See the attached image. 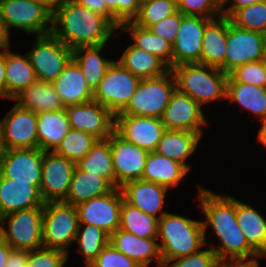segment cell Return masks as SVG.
Masks as SVG:
<instances>
[{
  "mask_svg": "<svg viewBox=\"0 0 266 267\" xmlns=\"http://www.w3.org/2000/svg\"><path fill=\"white\" fill-rule=\"evenodd\" d=\"M36 79L53 82L72 60V49L52 33L38 35L27 53Z\"/></svg>",
  "mask_w": 266,
  "mask_h": 267,
  "instance_id": "30bf717a",
  "label": "cell"
},
{
  "mask_svg": "<svg viewBox=\"0 0 266 267\" xmlns=\"http://www.w3.org/2000/svg\"><path fill=\"white\" fill-rule=\"evenodd\" d=\"M230 20L238 28L265 34L266 0L237 10Z\"/></svg>",
  "mask_w": 266,
  "mask_h": 267,
  "instance_id": "60d3db41",
  "label": "cell"
},
{
  "mask_svg": "<svg viewBox=\"0 0 266 267\" xmlns=\"http://www.w3.org/2000/svg\"><path fill=\"white\" fill-rule=\"evenodd\" d=\"M202 108L191 97L176 89L161 121L168 130L191 131L202 135V127L208 124Z\"/></svg>",
  "mask_w": 266,
  "mask_h": 267,
  "instance_id": "d6986e66",
  "label": "cell"
},
{
  "mask_svg": "<svg viewBox=\"0 0 266 267\" xmlns=\"http://www.w3.org/2000/svg\"><path fill=\"white\" fill-rule=\"evenodd\" d=\"M165 130L161 118L114 115V132L126 142L148 152L155 151Z\"/></svg>",
  "mask_w": 266,
  "mask_h": 267,
  "instance_id": "4fadbf2b",
  "label": "cell"
},
{
  "mask_svg": "<svg viewBox=\"0 0 266 267\" xmlns=\"http://www.w3.org/2000/svg\"><path fill=\"white\" fill-rule=\"evenodd\" d=\"M230 18L219 16L210 19L202 38L200 64L220 68L225 73L226 39Z\"/></svg>",
  "mask_w": 266,
  "mask_h": 267,
  "instance_id": "603a6c76",
  "label": "cell"
},
{
  "mask_svg": "<svg viewBox=\"0 0 266 267\" xmlns=\"http://www.w3.org/2000/svg\"><path fill=\"white\" fill-rule=\"evenodd\" d=\"M217 255L209 248L167 261L163 267H214Z\"/></svg>",
  "mask_w": 266,
  "mask_h": 267,
  "instance_id": "c3c4849f",
  "label": "cell"
},
{
  "mask_svg": "<svg viewBox=\"0 0 266 267\" xmlns=\"http://www.w3.org/2000/svg\"><path fill=\"white\" fill-rule=\"evenodd\" d=\"M123 195L120 187L76 206L79 224L94 225L111 235L120 227Z\"/></svg>",
  "mask_w": 266,
  "mask_h": 267,
  "instance_id": "8fae6325",
  "label": "cell"
},
{
  "mask_svg": "<svg viewBox=\"0 0 266 267\" xmlns=\"http://www.w3.org/2000/svg\"><path fill=\"white\" fill-rule=\"evenodd\" d=\"M140 3H143V2H148V1H151V0H139Z\"/></svg>",
  "mask_w": 266,
  "mask_h": 267,
  "instance_id": "be15d7a7",
  "label": "cell"
},
{
  "mask_svg": "<svg viewBox=\"0 0 266 267\" xmlns=\"http://www.w3.org/2000/svg\"><path fill=\"white\" fill-rule=\"evenodd\" d=\"M188 172L181 163L153 151L147 157L142 180L163 185L170 190L177 187Z\"/></svg>",
  "mask_w": 266,
  "mask_h": 267,
  "instance_id": "83f0119b",
  "label": "cell"
},
{
  "mask_svg": "<svg viewBox=\"0 0 266 267\" xmlns=\"http://www.w3.org/2000/svg\"><path fill=\"white\" fill-rule=\"evenodd\" d=\"M28 251L12 250L5 267H27Z\"/></svg>",
  "mask_w": 266,
  "mask_h": 267,
  "instance_id": "db71d44e",
  "label": "cell"
},
{
  "mask_svg": "<svg viewBox=\"0 0 266 267\" xmlns=\"http://www.w3.org/2000/svg\"><path fill=\"white\" fill-rule=\"evenodd\" d=\"M209 20L202 16L182 17L172 44V68L185 63H200L203 33Z\"/></svg>",
  "mask_w": 266,
  "mask_h": 267,
  "instance_id": "ffe728a7",
  "label": "cell"
},
{
  "mask_svg": "<svg viewBox=\"0 0 266 267\" xmlns=\"http://www.w3.org/2000/svg\"><path fill=\"white\" fill-rule=\"evenodd\" d=\"M12 250L10 245L0 237V267H5Z\"/></svg>",
  "mask_w": 266,
  "mask_h": 267,
  "instance_id": "9f6ffc18",
  "label": "cell"
},
{
  "mask_svg": "<svg viewBox=\"0 0 266 267\" xmlns=\"http://www.w3.org/2000/svg\"><path fill=\"white\" fill-rule=\"evenodd\" d=\"M88 267H141L108 243Z\"/></svg>",
  "mask_w": 266,
  "mask_h": 267,
  "instance_id": "7dc6e473",
  "label": "cell"
},
{
  "mask_svg": "<svg viewBox=\"0 0 266 267\" xmlns=\"http://www.w3.org/2000/svg\"><path fill=\"white\" fill-rule=\"evenodd\" d=\"M177 89L200 106L226 99L228 74L220 68L200 63L180 64L171 69Z\"/></svg>",
  "mask_w": 266,
  "mask_h": 267,
  "instance_id": "277c9868",
  "label": "cell"
},
{
  "mask_svg": "<svg viewBox=\"0 0 266 267\" xmlns=\"http://www.w3.org/2000/svg\"><path fill=\"white\" fill-rule=\"evenodd\" d=\"M177 11L176 0H151L141 3L139 13L133 22L140 27L149 28Z\"/></svg>",
  "mask_w": 266,
  "mask_h": 267,
  "instance_id": "b9f144b4",
  "label": "cell"
},
{
  "mask_svg": "<svg viewBox=\"0 0 266 267\" xmlns=\"http://www.w3.org/2000/svg\"><path fill=\"white\" fill-rule=\"evenodd\" d=\"M236 220L249 246L260 256L266 252V219L257 209L236 199Z\"/></svg>",
  "mask_w": 266,
  "mask_h": 267,
  "instance_id": "d6a6232c",
  "label": "cell"
},
{
  "mask_svg": "<svg viewBox=\"0 0 266 267\" xmlns=\"http://www.w3.org/2000/svg\"><path fill=\"white\" fill-rule=\"evenodd\" d=\"M115 172V185L121 187L131 180L142 179L149 152L126 142L113 132L108 138Z\"/></svg>",
  "mask_w": 266,
  "mask_h": 267,
  "instance_id": "2e32d148",
  "label": "cell"
},
{
  "mask_svg": "<svg viewBox=\"0 0 266 267\" xmlns=\"http://www.w3.org/2000/svg\"><path fill=\"white\" fill-rule=\"evenodd\" d=\"M64 105H78L93 100V90L85 81L79 66L71 60L52 82Z\"/></svg>",
  "mask_w": 266,
  "mask_h": 267,
  "instance_id": "d4e9b609",
  "label": "cell"
},
{
  "mask_svg": "<svg viewBox=\"0 0 266 267\" xmlns=\"http://www.w3.org/2000/svg\"><path fill=\"white\" fill-rule=\"evenodd\" d=\"M6 149L38 148L37 114L17 103L0 120Z\"/></svg>",
  "mask_w": 266,
  "mask_h": 267,
  "instance_id": "5bb4252c",
  "label": "cell"
},
{
  "mask_svg": "<svg viewBox=\"0 0 266 267\" xmlns=\"http://www.w3.org/2000/svg\"><path fill=\"white\" fill-rule=\"evenodd\" d=\"M199 207L205 216L202 221L205 244L208 227L213 229L220 243L219 247L210 244V248L222 259H250L260 257L248 244L236 220V199L231 195H218L199 185ZM215 246V247H214Z\"/></svg>",
  "mask_w": 266,
  "mask_h": 267,
  "instance_id": "6da1fadb",
  "label": "cell"
},
{
  "mask_svg": "<svg viewBox=\"0 0 266 267\" xmlns=\"http://www.w3.org/2000/svg\"><path fill=\"white\" fill-rule=\"evenodd\" d=\"M110 235L94 225L79 224L75 241L88 267L109 243Z\"/></svg>",
  "mask_w": 266,
  "mask_h": 267,
  "instance_id": "f35d334b",
  "label": "cell"
},
{
  "mask_svg": "<svg viewBox=\"0 0 266 267\" xmlns=\"http://www.w3.org/2000/svg\"><path fill=\"white\" fill-rule=\"evenodd\" d=\"M0 97L6 99L5 48L0 50Z\"/></svg>",
  "mask_w": 266,
  "mask_h": 267,
  "instance_id": "11a10c76",
  "label": "cell"
},
{
  "mask_svg": "<svg viewBox=\"0 0 266 267\" xmlns=\"http://www.w3.org/2000/svg\"><path fill=\"white\" fill-rule=\"evenodd\" d=\"M0 15L8 33L11 27L36 36L52 30V12L39 2L0 0Z\"/></svg>",
  "mask_w": 266,
  "mask_h": 267,
  "instance_id": "9c48e42d",
  "label": "cell"
},
{
  "mask_svg": "<svg viewBox=\"0 0 266 267\" xmlns=\"http://www.w3.org/2000/svg\"><path fill=\"white\" fill-rule=\"evenodd\" d=\"M65 109L72 129L89 133L98 140L107 139L114 132V114L94 100Z\"/></svg>",
  "mask_w": 266,
  "mask_h": 267,
  "instance_id": "e0dca14e",
  "label": "cell"
},
{
  "mask_svg": "<svg viewBox=\"0 0 266 267\" xmlns=\"http://www.w3.org/2000/svg\"><path fill=\"white\" fill-rule=\"evenodd\" d=\"M106 44L79 46L72 49V60L79 66L85 81L93 91L100 84L108 67L114 61L105 59L100 55Z\"/></svg>",
  "mask_w": 266,
  "mask_h": 267,
  "instance_id": "1f68e13d",
  "label": "cell"
},
{
  "mask_svg": "<svg viewBox=\"0 0 266 267\" xmlns=\"http://www.w3.org/2000/svg\"><path fill=\"white\" fill-rule=\"evenodd\" d=\"M117 29L108 18L74 0H62L52 12L51 33L71 49L107 43Z\"/></svg>",
  "mask_w": 266,
  "mask_h": 267,
  "instance_id": "7a4b0ae2",
  "label": "cell"
},
{
  "mask_svg": "<svg viewBox=\"0 0 266 267\" xmlns=\"http://www.w3.org/2000/svg\"><path fill=\"white\" fill-rule=\"evenodd\" d=\"M97 140L89 133L71 128L54 152L76 164L87 155Z\"/></svg>",
  "mask_w": 266,
  "mask_h": 267,
  "instance_id": "ab89813d",
  "label": "cell"
},
{
  "mask_svg": "<svg viewBox=\"0 0 266 267\" xmlns=\"http://www.w3.org/2000/svg\"><path fill=\"white\" fill-rule=\"evenodd\" d=\"M43 151L39 148L6 149L0 161V174L13 182L41 184Z\"/></svg>",
  "mask_w": 266,
  "mask_h": 267,
  "instance_id": "9a60e30c",
  "label": "cell"
},
{
  "mask_svg": "<svg viewBox=\"0 0 266 267\" xmlns=\"http://www.w3.org/2000/svg\"><path fill=\"white\" fill-rule=\"evenodd\" d=\"M43 206L40 192L31 182H13L0 174V217L11 212Z\"/></svg>",
  "mask_w": 266,
  "mask_h": 267,
  "instance_id": "cb8c5ba5",
  "label": "cell"
},
{
  "mask_svg": "<svg viewBox=\"0 0 266 267\" xmlns=\"http://www.w3.org/2000/svg\"><path fill=\"white\" fill-rule=\"evenodd\" d=\"M225 73L249 62L263 60L264 34L244 30L232 23L227 31Z\"/></svg>",
  "mask_w": 266,
  "mask_h": 267,
  "instance_id": "ac0fdd59",
  "label": "cell"
},
{
  "mask_svg": "<svg viewBox=\"0 0 266 267\" xmlns=\"http://www.w3.org/2000/svg\"><path fill=\"white\" fill-rule=\"evenodd\" d=\"M31 1L39 2L45 5L51 12H53V10L62 0H31Z\"/></svg>",
  "mask_w": 266,
  "mask_h": 267,
  "instance_id": "91938a15",
  "label": "cell"
},
{
  "mask_svg": "<svg viewBox=\"0 0 266 267\" xmlns=\"http://www.w3.org/2000/svg\"><path fill=\"white\" fill-rule=\"evenodd\" d=\"M79 219L76 206L63 201L44 202L42 241L43 247L64 251L75 241Z\"/></svg>",
  "mask_w": 266,
  "mask_h": 267,
  "instance_id": "8992f818",
  "label": "cell"
},
{
  "mask_svg": "<svg viewBox=\"0 0 266 267\" xmlns=\"http://www.w3.org/2000/svg\"><path fill=\"white\" fill-rule=\"evenodd\" d=\"M227 82H239L266 88V62L259 60L236 67Z\"/></svg>",
  "mask_w": 266,
  "mask_h": 267,
  "instance_id": "7bdbcfd3",
  "label": "cell"
},
{
  "mask_svg": "<svg viewBox=\"0 0 266 267\" xmlns=\"http://www.w3.org/2000/svg\"><path fill=\"white\" fill-rule=\"evenodd\" d=\"M157 240H161L163 265L169 260L197 253L206 245L202 221L169 212L158 219Z\"/></svg>",
  "mask_w": 266,
  "mask_h": 267,
  "instance_id": "3957f363",
  "label": "cell"
},
{
  "mask_svg": "<svg viewBox=\"0 0 266 267\" xmlns=\"http://www.w3.org/2000/svg\"><path fill=\"white\" fill-rule=\"evenodd\" d=\"M5 151H6V148L4 146V142H3V138H2V132H1V128H0V161H1Z\"/></svg>",
  "mask_w": 266,
  "mask_h": 267,
  "instance_id": "94428289",
  "label": "cell"
},
{
  "mask_svg": "<svg viewBox=\"0 0 266 267\" xmlns=\"http://www.w3.org/2000/svg\"><path fill=\"white\" fill-rule=\"evenodd\" d=\"M263 60L266 62V33L264 34V42H263Z\"/></svg>",
  "mask_w": 266,
  "mask_h": 267,
  "instance_id": "6125c7cd",
  "label": "cell"
},
{
  "mask_svg": "<svg viewBox=\"0 0 266 267\" xmlns=\"http://www.w3.org/2000/svg\"><path fill=\"white\" fill-rule=\"evenodd\" d=\"M118 62L140 79L162 76L170 68L157 56L142 49L129 45Z\"/></svg>",
  "mask_w": 266,
  "mask_h": 267,
  "instance_id": "836d02e7",
  "label": "cell"
},
{
  "mask_svg": "<svg viewBox=\"0 0 266 267\" xmlns=\"http://www.w3.org/2000/svg\"><path fill=\"white\" fill-rule=\"evenodd\" d=\"M140 81L139 77L124 68L118 61H113L100 84L93 91V100L116 115L127 106Z\"/></svg>",
  "mask_w": 266,
  "mask_h": 267,
  "instance_id": "ba28073f",
  "label": "cell"
},
{
  "mask_svg": "<svg viewBox=\"0 0 266 267\" xmlns=\"http://www.w3.org/2000/svg\"><path fill=\"white\" fill-rule=\"evenodd\" d=\"M10 47V34L7 32L0 15V50Z\"/></svg>",
  "mask_w": 266,
  "mask_h": 267,
  "instance_id": "6f0895ef",
  "label": "cell"
},
{
  "mask_svg": "<svg viewBox=\"0 0 266 267\" xmlns=\"http://www.w3.org/2000/svg\"><path fill=\"white\" fill-rule=\"evenodd\" d=\"M121 30L130 32L133 45L157 56L172 69V45L161 36L154 34L149 28H143L133 21L123 23Z\"/></svg>",
  "mask_w": 266,
  "mask_h": 267,
  "instance_id": "e575fe53",
  "label": "cell"
},
{
  "mask_svg": "<svg viewBox=\"0 0 266 267\" xmlns=\"http://www.w3.org/2000/svg\"><path fill=\"white\" fill-rule=\"evenodd\" d=\"M10 50V47L5 48L6 99L14 100L37 79L28 55H20Z\"/></svg>",
  "mask_w": 266,
  "mask_h": 267,
  "instance_id": "f1b7e54d",
  "label": "cell"
},
{
  "mask_svg": "<svg viewBox=\"0 0 266 267\" xmlns=\"http://www.w3.org/2000/svg\"><path fill=\"white\" fill-rule=\"evenodd\" d=\"M114 188L107 179L97 174L83 171L76 166L68 194L63 202L77 206L94 197L105 195Z\"/></svg>",
  "mask_w": 266,
  "mask_h": 267,
  "instance_id": "f546056e",
  "label": "cell"
},
{
  "mask_svg": "<svg viewBox=\"0 0 266 267\" xmlns=\"http://www.w3.org/2000/svg\"><path fill=\"white\" fill-rule=\"evenodd\" d=\"M226 99L236 102L260 120L266 119V88L239 82H227Z\"/></svg>",
  "mask_w": 266,
  "mask_h": 267,
  "instance_id": "d590c367",
  "label": "cell"
},
{
  "mask_svg": "<svg viewBox=\"0 0 266 267\" xmlns=\"http://www.w3.org/2000/svg\"><path fill=\"white\" fill-rule=\"evenodd\" d=\"M261 1L264 0H222V15L230 18L237 10ZM228 2L230 6L226 7Z\"/></svg>",
  "mask_w": 266,
  "mask_h": 267,
  "instance_id": "f5cc1de1",
  "label": "cell"
},
{
  "mask_svg": "<svg viewBox=\"0 0 266 267\" xmlns=\"http://www.w3.org/2000/svg\"><path fill=\"white\" fill-rule=\"evenodd\" d=\"M184 15L178 10L176 13L167 16L158 23L153 24L149 29L163 39L167 40L171 45L176 39V35Z\"/></svg>",
  "mask_w": 266,
  "mask_h": 267,
  "instance_id": "681fc988",
  "label": "cell"
},
{
  "mask_svg": "<svg viewBox=\"0 0 266 267\" xmlns=\"http://www.w3.org/2000/svg\"><path fill=\"white\" fill-rule=\"evenodd\" d=\"M177 5L183 15L202 16L208 19L222 15V0H177Z\"/></svg>",
  "mask_w": 266,
  "mask_h": 267,
  "instance_id": "ee69618b",
  "label": "cell"
},
{
  "mask_svg": "<svg viewBox=\"0 0 266 267\" xmlns=\"http://www.w3.org/2000/svg\"><path fill=\"white\" fill-rule=\"evenodd\" d=\"M14 100L19 106L36 114L65 108L53 84L39 80L30 84Z\"/></svg>",
  "mask_w": 266,
  "mask_h": 267,
  "instance_id": "4dcf8cb0",
  "label": "cell"
},
{
  "mask_svg": "<svg viewBox=\"0 0 266 267\" xmlns=\"http://www.w3.org/2000/svg\"><path fill=\"white\" fill-rule=\"evenodd\" d=\"M264 257H266V252L262 255L261 259L264 258Z\"/></svg>",
  "mask_w": 266,
  "mask_h": 267,
  "instance_id": "e7e4bbea",
  "label": "cell"
},
{
  "mask_svg": "<svg viewBox=\"0 0 266 267\" xmlns=\"http://www.w3.org/2000/svg\"><path fill=\"white\" fill-rule=\"evenodd\" d=\"M259 258L250 259H222L217 258L214 267H259Z\"/></svg>",
  "mask_w": 266,
  "mask_h": 267,
  "instance_id": "f907efd6",
  "label": "cell"
},
{
  "mask_svg": "<svg viewBox=\"0 0 266 267\" xmlns=\"http://www.w3.org/2000/svg\"><path fill=\"white\" fill-rule=\"evenodd\" d=\"M109 243L141 267H149L151 263H156L157 267H163L157 238H140L118 228L110 235Z\"/></svg>",
  "mask_w": 266,
  "mask_h": 267,
  "instance_id": "7402d4cb",
  "label": "cell"
},
{
  "mask_svg": "<svg viewBox=\"0 0 266 267\" xmlns=\"http://www.w3.org/2000/svg\"><path fill=\"white\" fill-rule=\"evenodd\" d=\"M262 126L259 129L257 138L258 140L261 142V144H263L264 146H266V119L262 120Z\"/></svg>",
  "mask_w": 266,
  "mask_h": 267,
  "instance_id": "680465c9",
  "label": "cell"
},
{
  "mask_svg": "<svg viewBox=\"0 0 266 267\" xmlns=\"http://www.w3.org/2000/svg\"><path fill=\"white\" fill-rule=\"evenodd\" d=\"M176 89V79L171 70L159 77L141 79L127 106L116 115L161 118Z\"/></svg>",
  "mask_w": 266,
  "mask_h": 267,
  "instance_id": "5b68a950",
  "label": "cell"
},
{
  "mask_svg": "<svg viewBox=\"0 0 266 267\" xmlns=\"http://www.w3.org/2000/svg\"><path fill=\"white\" fill-rule=\"evenodd\" d=\"M119 228L140 238H157L158 218L144 213L123 199Z\"/></svg>",
  "mask_w": 266,
  "mask_h": 267,
  "instance_id": "74e56055",
  "label": "cell"
},
{
  "mask_svg": "<svg viewBox=\"0 0 266 267\" xmlns=\"http://www.w3.org/2000/svg\"><path fill=\"white\" fill-rule=\"evenodd\" d=\"M6 220L8 230L2 225ZM42 222L43 207L11 212L0 217V237L13 250L33 251L43 247Z\"/></svg>",
  "mask_w": 266,
  "mask_h": 267,
  "instance_id": "52a82bcc",
  "label": "cell"
},
{
  "mask_svg": "<svg viewBox=\"0 0 266 267\" xmlns=\"http://www.w3.org/2000/svg\"><path fill=\"white\" fill-rule=\"evenodd\" d=\"M120 190L126 202L148 215L160 219L167 212L162 208L169 189L163 185L138 179L124 183Z\"/></svg>",
  "mask_w": 266,
  "mask_h": 267,
  "instance_id": "44dd1931",
  "label": "cell"
},
{
  "mask_svg": "<svg viewBox=\"0 0 266 267\" xmlns=\"http://www.w3.org/2000/svg\"><path fill=\"white\" fill-rule=\"evenodd\" d=\"M91 11L103 15L112 22V12L107 8L104 0H74Z\"/></svg>",
  "mask_w": 266,
  "mask_h": 267,
  "instance_id": "816d5d0a",
  "label": "cell"
},
{
  "mask_svg": "<svg viewBox=\"0 0 266 267\" xmlns=\"http://www.w3.org/2000/svg\"><path fill=\"white\" fill-rule=\"evenodd\" d=\"M70 129L69 117L65 108L60 111L38 113V148L43 152L55 151Z\"/></svg>",
  "mask_w": 266,
  "mask_h": 267,
  "instance_id": "484cf974",
  "label": "cell"
},
{
  "mask_svg": "<svg viewBox=\"0 0 266 267\" xmlns=\"http://www.w3.org/2000/svg\"><path fill=\"white\" fill-rule=\"evenodd\" d=\"M67 260L64 251L41 247L28 252L27 267H64Z\"/></svg>",
  "mask_w": 266,
  "mask_h": 267,
  "instance_id": "f6af8a7d",
  "label": "cell"
},
{
  "mask_svg": "<svg viewBox=\"0 0 266 267\" xmlns=\"http://www.w3.org/2000/svg\"><path fill=\"white\" fill-rule=\"evenodd\" d=\"M201 137L197 132L166 129L154 152L181 163L190 171L186 159L195 152Z\"/></svg>",
  "mask_w": 266,
  "mask_h": 267,
  "instance_id": "4316f807",
  "label": "cell"
},
{
  "mask_svg": "<svg viewBox=\"0 0 266 267\" xmlns=\"http://www.w3.org/2000/svg\"><path fill=\"white\" fill-rule=\"evenodd\" d=\"M112 12V23L119 29L123 23L133 21L140 9L139 0H104Z\"/></svg>",
  "mask_w": 266,
  "mask_h": 267,
  "instance_id": "bcb514c9",
  "label": "cell"
},
{
  "mask_svg": "<svg viewBox=\"0 0 266 267\" xmlns=\"http://www.w3.org/2000/svg\"><path fill=\"white\" fill-rule=\"evenodd\" d=\"M76 164L54 151L43 152L40 195L44 202L63 201L69 191Z\"/></svg>",
  "mask_w": 266,
  "mask_h": 267,
  "instance_id": "7c38bea8",
  "label": "cell"
},
{
  "mask_svg": "<svg viewBox=\"0 0 266 267\" xmlns=\"http://www.w3.org/2000/svg\"><path fill=\"white\" fill-rule=\"evenodd\" d=\"M76 166L83 171L107 179L114 187H117L108 139L97 140L87 155L76 163Z\"/></svg>",
  "mask_w": 266,
  "mask_h": 267,
  "instance_id": "8d00e7d4",
  "label": "cell"
}]
</instances>
